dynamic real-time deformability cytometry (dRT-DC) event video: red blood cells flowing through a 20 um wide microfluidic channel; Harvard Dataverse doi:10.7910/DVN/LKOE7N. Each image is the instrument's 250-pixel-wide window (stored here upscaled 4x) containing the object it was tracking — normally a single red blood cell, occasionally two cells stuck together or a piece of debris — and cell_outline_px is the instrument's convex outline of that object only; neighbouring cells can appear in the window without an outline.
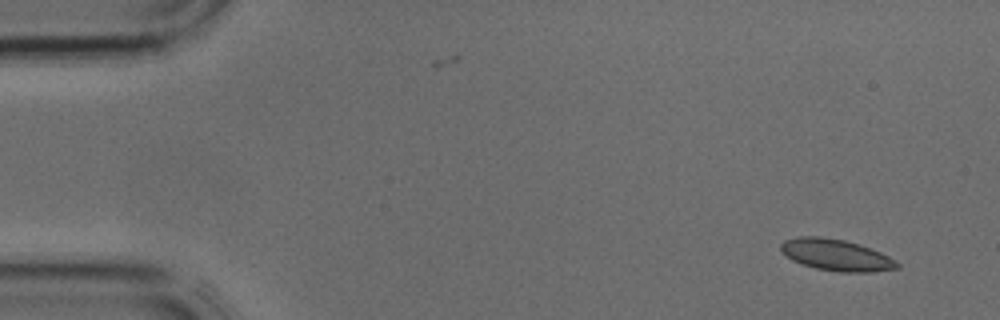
{"species": "common noctule bat (a hibernating species)", "species_latin": "Nyctalus noctula", "temperature_condition": "cold", "stored_images_in_passage": 3, "camera_frame_rate_fps": 3000, "um_per_image_px": 0.085, "animal": {"sex": "male", "body_mass_g": 17.9, "forearm_length_mm": 54.2}, "frame": {"image": 1, "passage_image": 1, "time_ms": 0.0, "image_size_px": [1000, 320], "cell_outline_px": [[900, 268], [872, 272], [840, 272], [816, 268], [792, 260], [780, 252], [780, 244], [784, 240], [796, 236], [820, 236], [844, 240], [860, 244], [880, 252], [896, 260], [900, 264]], "centroid_in_image_um": [71.06, 21.66], "position_along_channel_um": 13.9, "area_um2": 21.5}}